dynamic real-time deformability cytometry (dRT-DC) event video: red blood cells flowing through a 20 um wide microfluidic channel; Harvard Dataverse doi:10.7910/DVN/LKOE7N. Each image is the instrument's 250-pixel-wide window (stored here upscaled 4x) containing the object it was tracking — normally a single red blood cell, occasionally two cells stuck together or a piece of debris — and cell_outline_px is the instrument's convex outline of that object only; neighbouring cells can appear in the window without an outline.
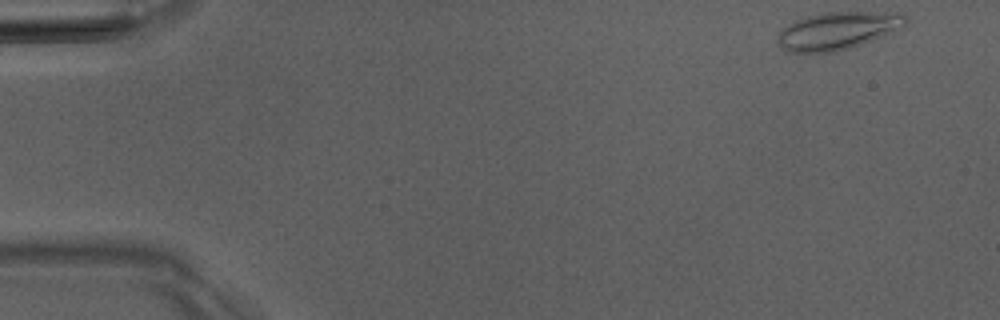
{"species": "Egyptian fruit bat (a non-hibernating species)", "species_latin": "Rousettus aegyptiacus", "temperature_condition": "room temperature", "stored_images_in_passage": 3, "camera_frame_rate_fps": 3000, "um_per_image_px": 0.085, "animal": {"sex": "male"}, "frame": {"image": 1, "passage_image": 1, "time_ms": 0.0, "image_size_px": [1000, 320], "cell_outline_px": [[908, 20], [904, 28], [884, 36], [836, 52], [788, 52], [780, 48], [776, 40], [780, 32], [788, 24], [796, 20], [808, 16], [828, 12], [900, 12]], "centroid_in_image_um": [71.23, 2.61], "position_along_channel_um": 13.8, "area_um2": 28.09}}